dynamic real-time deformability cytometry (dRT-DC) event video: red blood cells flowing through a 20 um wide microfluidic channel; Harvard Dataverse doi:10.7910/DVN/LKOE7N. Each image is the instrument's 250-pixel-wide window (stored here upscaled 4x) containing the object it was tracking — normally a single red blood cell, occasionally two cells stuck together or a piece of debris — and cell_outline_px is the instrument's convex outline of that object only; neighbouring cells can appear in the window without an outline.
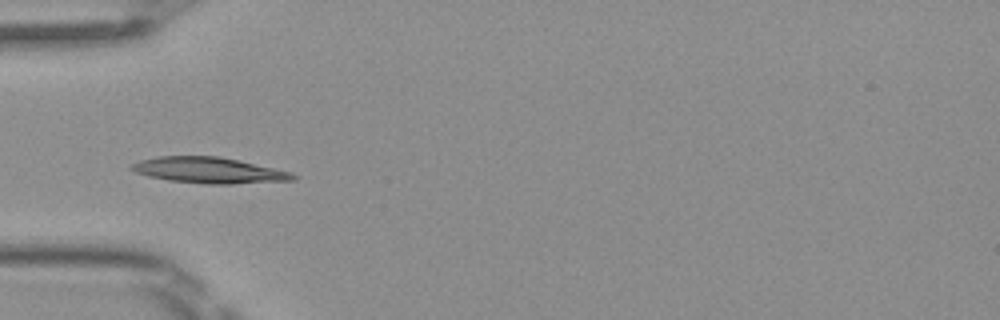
{"species": "Egyptian fruit bat (a non-hibernating species)", "species_latin": "Rousettus aegyptiacus", "temperature_condition": "room temperature", "stored_images_in_passage": 6, "camera_frame_rate_fps": 3000, "um_per_image_px": 0.085, "frame": {"image": 1, "passage_image": 5, "time_ms": 1.333, "image_size_px": [1000, 320], "cell_outline_px": [[300, 176], [296, 180], [232, 184], [208, 184], [168, 180], [148, 176], [136, 172], [128, 168], [132, 164], [140, 160], [156, 156], [220, 156], [292, 172]], "centroid_in_image_um": [17.79, 14.47], "position_along_channel_um": 67.2, "area_um2": 24.51}}
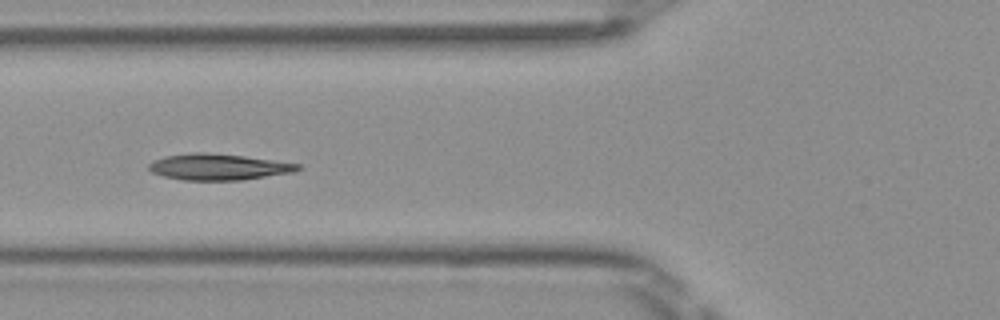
{"frame": {"image": 2, "passage_image": 6, "time_ms": 1.667, "image_size_px": [1000, 320], "cell_outline_px": [[304, 168], [296, 172], [240, 180], [184, 180], [164, 176], [152, 172], [148, 168], [148, 164], [164, 156], [192, 152], [204, 152], [244, 156], [300, 164]], "centroid_in_image_um": [18.6, 14.19], "position_along_channel_um": 107.2, "area_um2": 22.72}}